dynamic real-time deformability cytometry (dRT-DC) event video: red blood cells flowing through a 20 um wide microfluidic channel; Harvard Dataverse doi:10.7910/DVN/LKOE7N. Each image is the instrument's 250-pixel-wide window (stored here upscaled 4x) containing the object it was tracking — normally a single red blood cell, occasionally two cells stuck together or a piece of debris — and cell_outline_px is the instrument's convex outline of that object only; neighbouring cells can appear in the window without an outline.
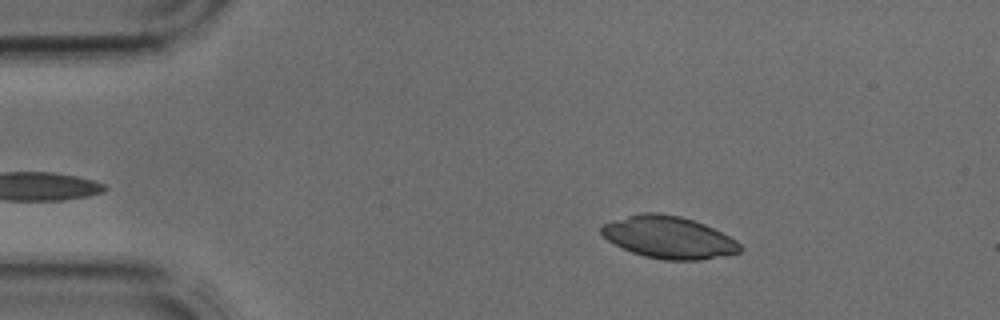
{"species": "common noctule bat (a hibernating species)", "species_latin": "Nyctalus noctula", "temperature_condition": "cold", "stored_images_in_passage": 9, "camera_frame_rate_fps": 3000, "um_per_image_px": 0.085, "animal": {"sex": "male", "body_mass_g": 17.9, "forearm_length_mm": 54.2}, "frame": {"image": 1, "passage_image": 6, "time_ms": 1.667, "image_size_px": [1000, 320], "cell_outline_px": [[744, 248], [740, 252], [724, 256], [700, 260], [664, 260], [644, 256], [632, 252], [608, 240], [600, 232], [600, 228], [604, 224], [640, 212], [660, 212], [680, 216], [704, 224], [736, 240]], "centroid_in_image_um": [56.87, 20.18], "position_along_channel_um": 28.1, "area_um2": 33.87}}